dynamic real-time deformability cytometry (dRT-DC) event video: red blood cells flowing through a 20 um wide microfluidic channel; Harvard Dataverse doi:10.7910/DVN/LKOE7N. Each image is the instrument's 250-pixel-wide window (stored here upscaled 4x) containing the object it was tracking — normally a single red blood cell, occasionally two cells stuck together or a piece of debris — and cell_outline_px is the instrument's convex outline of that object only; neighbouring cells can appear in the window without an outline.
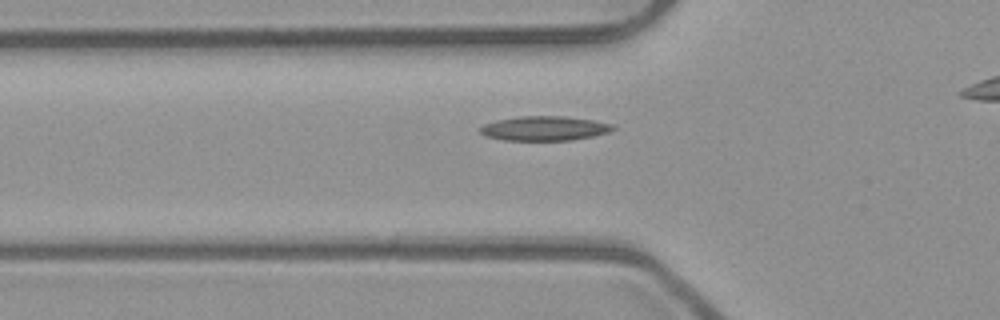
{"species": "common noctule bat (a hibernating species)", "species_latin": "Nyctalus noctula", "temperature_condition": "room temperature", "stored_images_in_passage": 34, "camera_frame_rate_fps": 3000, "um_per_image_px": 0.085, "animal": {"sex": "male", "body_mass_g": 23.1, "forearm_length_mm": 52.7}, "frame": {"image": 1, "passage_image": 7, "time_ms": 2.0, "image_size_px": [1000, 320], "cell_outline_px": [[616, 128], [608, 132], [592, 136], [572, 140], [504, 140], [484, 136], [476, 128], [484, 124], [496, 120], [520, 116], [564, 116], [592, 120], [612, 124]], "centroid_in_image_um": [46.22, 10.91], "position_along_channel_um": 79.6, "area_um2": 18.96}}
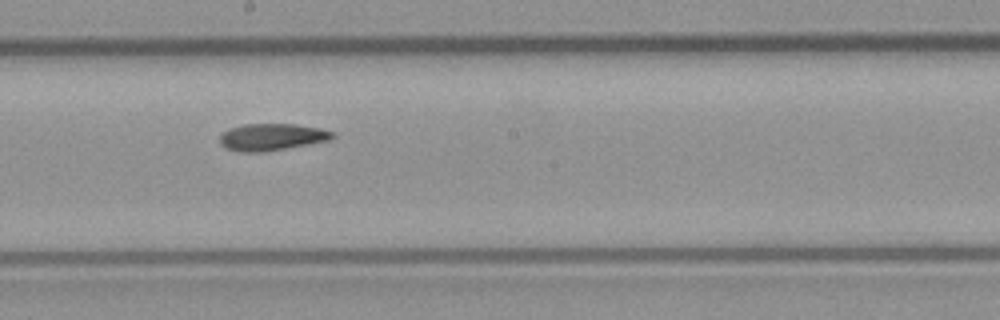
{"frame": {"image": 2, "passage_image": 18, "time_ms": 5.667, "image_size_px": [1000, 320], "cell_outline_px": [[336, 136], [328, 140], [308, 144], [264, 152], [240, 152], [228, 148], [220, 144], [220, 136], [224, 132], [232, 128], [244, 124], [296, 124], [320, 128], [336, 132]], "centroid_in_image_um": [23.14, 11.64], "position_along_channel_um": 225.1, "area_um2": 17.57}}
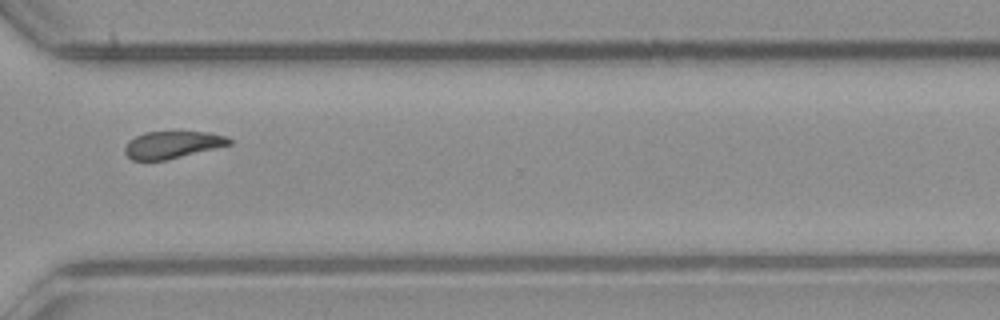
{"frame": {"image": 3, "passage_image": 28, "time_ms": 9.0, "image_size_px": [1000, 320], "cell_outline_px": [[232, 144], [164, 160], [132, 160], [124, 152], [124, 148], [128, 140], [144, 132], [208, 132], [228, 136], [232, 140]], "centroid_in_image_um": [14.64, 12.29], "position_along_channel_um": 356.0, "area_um2": 16.42}}